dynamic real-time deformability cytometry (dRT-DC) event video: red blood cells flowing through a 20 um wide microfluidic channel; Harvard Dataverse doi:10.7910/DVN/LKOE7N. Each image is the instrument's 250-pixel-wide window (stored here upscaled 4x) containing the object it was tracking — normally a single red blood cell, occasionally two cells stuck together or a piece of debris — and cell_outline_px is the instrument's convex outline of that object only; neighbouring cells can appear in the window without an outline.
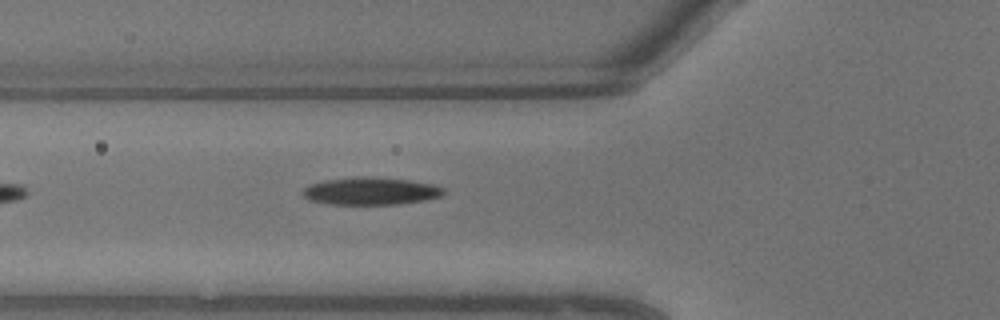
{"species": "common noctule bat (a hibernating species)", "species_latin": "Nyctalus noctula", "temperature_condition": "warm", "stored_images_in_passage": 8, "segment_of_instrument_passage": [2, 2], "camera_frame_rate_fps": 3000, "um_per_image_px": 0.085, "animal": {"sex": "male", "body_mass_g": 13.3}, "frame": {"image": 1, "passage_image": 8, "time_ms": 2.333, "image_size_px": [1000, 320], "cell_outline_px": [[444, 192], [440, 196], [424, 200], [400, 204], [328, 204], [308, 200], [300, 192], [308, 184], [324, 180], [408, 180], [436, 184], [444, 188]], "centroid_in_image_um": [31.5, 16.3], "position_along_channel_um": 94.3, "area_um2": 21.44}}